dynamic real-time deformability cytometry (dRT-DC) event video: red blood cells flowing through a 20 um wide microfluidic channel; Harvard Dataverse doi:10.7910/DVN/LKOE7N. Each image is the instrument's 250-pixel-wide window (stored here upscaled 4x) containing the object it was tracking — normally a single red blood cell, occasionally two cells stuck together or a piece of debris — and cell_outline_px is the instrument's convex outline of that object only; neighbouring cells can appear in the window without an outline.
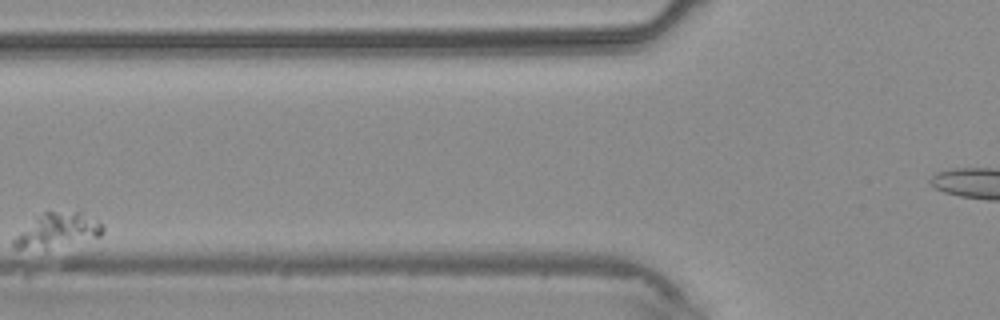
{"species": "common noctule bat (a hibernating species)", "species_latin": "Nyctalus noctula", "temperature_condition": "warm", "stored_images_in_passage": 4, "camera_frame_rate_fps": 3000, "um_per_image_px": 0.085, "animal": {"sex": "male", "body_mass_g": 20.4}, "frame": {"image": 1, "passage_image": 3, "time_ms": 2.333, "image_size_px": [1000, 320], "cell_outline_px": [[104, 232], [100, 236], [44, 248], [16, 248], [12, 244], [12, 240], [20, 232], [44, 212], [80, 212], [100, 224], [104, 228]], "centroid_in_image_um": [4.88, 19.58], "position_along_channel_um": 120.9, "area_um2": 16.65}}